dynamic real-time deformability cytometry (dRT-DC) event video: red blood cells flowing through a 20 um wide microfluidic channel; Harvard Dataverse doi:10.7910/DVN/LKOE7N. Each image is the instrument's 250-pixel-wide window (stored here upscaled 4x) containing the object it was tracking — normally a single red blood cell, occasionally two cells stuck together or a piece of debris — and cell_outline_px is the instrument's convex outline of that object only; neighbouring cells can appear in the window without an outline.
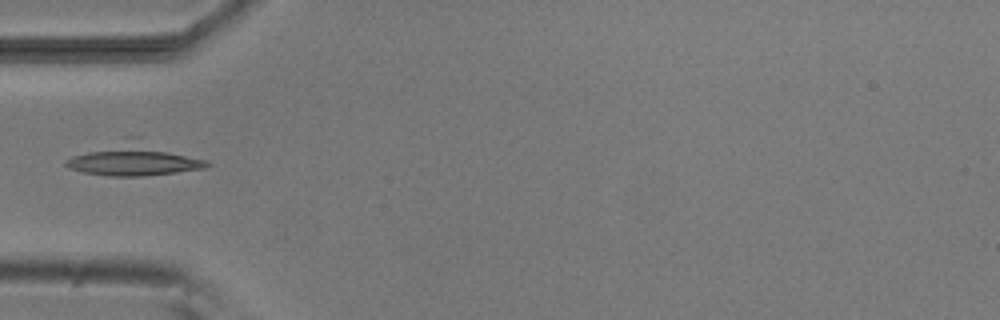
{"species": "common noctule bat (a hibernating species)", "species_latin": "Nyctalus noctula", "temperature_condition": "room temperature", "stored_images_in_passage": 5, "camera_frame_rate_fps": 3000, "um_per_image_px": 0.085, "animal": {"sex": "male", "body_mass_g": 20.5, "forearm_length_mm": 52.5}, "frame": {"image": 1, "passage_image": 4, "time_ms": 4.333, "image_size_px": [1000, 320], "cell_outline_px": [[212, 164], [204, 168], [176, 172], [144, 176], [108, 176], [84, 172], [68, 168], [64, 164], [64, 160], [72, 156], [124, 136], [140, 136], [208, 160]], "centroid_in_image_um": [11.42, 13.5], "position_along_channel_um": 73.6, "area_um2": 27.51}}
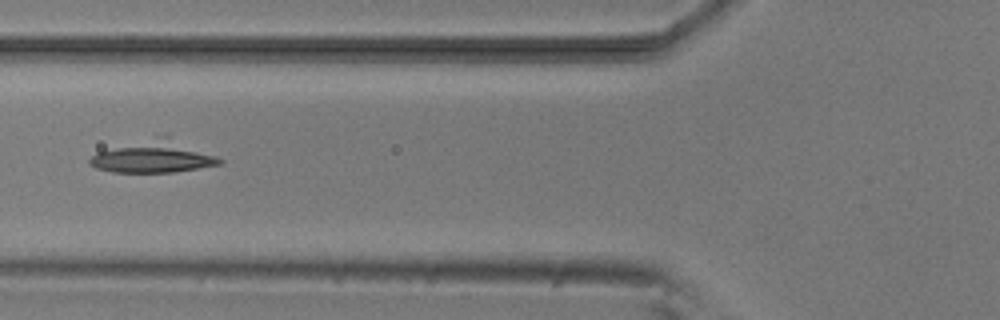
{"frame": {"image": 2, "passage_image": 5, "time_ms": 5.333, "image_size_px": [1000, 320], "cell_outline_px": [[224, 164], [172, 172], [112, 172], [96, 168], [88, 164], [88, 160], [96, 152], [168, 136], [216, 156], [224, 160]], "centroid_in_image_um": [13.07, 13.38], "position_along_channel_um": 112.7, "area_um2": 23.24}}